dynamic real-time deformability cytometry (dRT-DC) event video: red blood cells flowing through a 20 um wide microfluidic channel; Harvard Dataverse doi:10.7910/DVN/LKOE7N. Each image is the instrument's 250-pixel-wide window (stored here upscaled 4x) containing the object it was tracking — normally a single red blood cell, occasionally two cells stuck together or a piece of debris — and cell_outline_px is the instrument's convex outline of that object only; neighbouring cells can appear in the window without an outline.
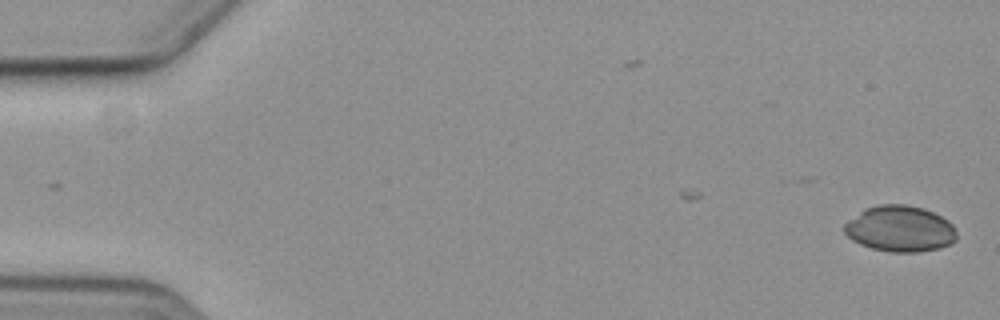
{"species": "common noctule bat (a hibernating species)", "species_latin": "Nyctalus noctula", "temperature_condition": "cold", "stored_images_in_passage": 10, "camera_frame_rate_fps": 3000, "um_per_image_px": 0.085, "animal": {"sex": "female", "body_mass_g": 19.3, "forearm_length_mm": 54.1}, "frame": {"image": 1, "passage_image": 1, "time_ms": 0.0, "image_size_px": [1000, 320], "cell_outline_px": [[956, 240], [952, 244], [940, 248], [920, 252], [888, 252], [872, 248], [860, 244], [852, 240], [844, 232], [844, 224], [848, 220], [864, 208], [880, 204], [904, 204], [924, 208], [948, 220], [952, 224], [956, 232]], "centroid_in_image_um": [76.5, 19.45], "position_along_channel_um": 8.5, "area_um2": 30.35}}